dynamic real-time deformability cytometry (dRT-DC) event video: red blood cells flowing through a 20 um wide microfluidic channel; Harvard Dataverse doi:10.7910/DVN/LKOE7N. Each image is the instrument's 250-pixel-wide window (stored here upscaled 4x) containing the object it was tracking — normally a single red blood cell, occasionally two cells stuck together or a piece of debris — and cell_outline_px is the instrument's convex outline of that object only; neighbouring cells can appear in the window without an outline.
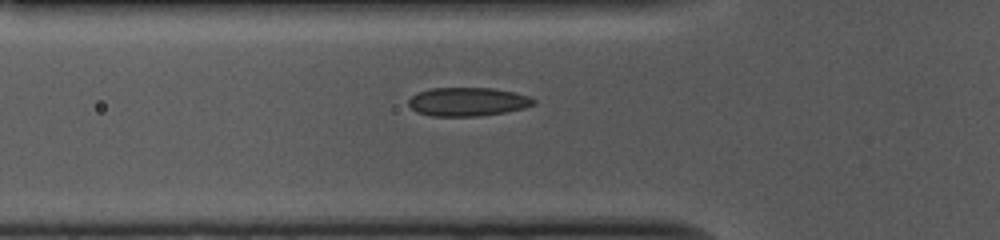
{"species": "common noctule bat (a hibernating species)", "species_latin": "Nyctalus noctula", "temperature_condition": "cold", "stored_images_in_passage": 39, "camera_frame_rate_fps": 3000, "um_per_image_px": 0.085, "animal": {"sex": "female", "body_mass_g": 10.0, "forearm_length_mm": 53.1}, "frame": {"image": 1, "passage_image": 2, "time_ms": 0.333, "image_size_px": [1000, 240], "cell_outline_px": [[536, 104], [524, 108], [504, 112], [480, 116], [432, 116], [416, 112], [408, 104], [408, 100], [416, 92], [432, 88], [492, 88], [516, 92], [528, 96], [536, 100]], "centroid_in_image_um": [39.75, 8.64], "position_along_channel_um": 86.0, "area_um2": 20.98}}
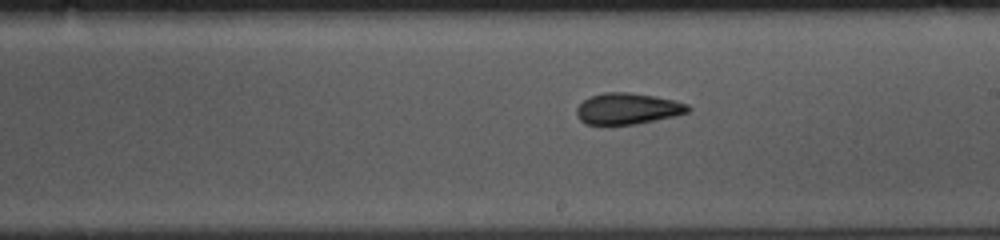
{"frame": {"image": 2, "passage_image": 14, "time_ms": 4.333, "image_size_px": [1000, 240], "cell_outline_px": [[692, 108], [688, 112], [676, 116], [636, 124], [584, 124], [576, 116], [576, 108], [584, 100], [592, 96], [604, 92], [628, 92], [676, 100], [688, 104]], "centroid_in_image_um": [53.37, 9.24], "position_along_channel_um": 235.6, "area_um2": 20.29}}
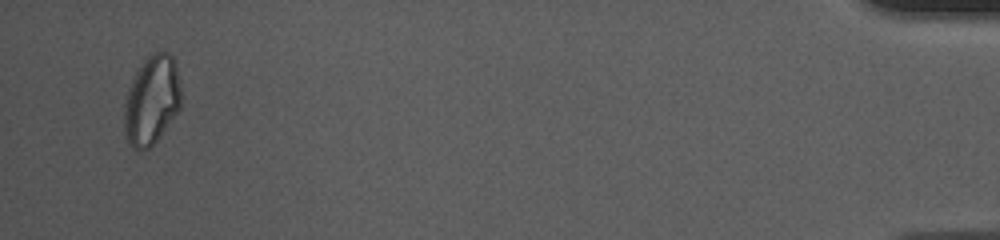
{"frame": {"image": 3, "passage_image": 36, "time_ms": 11.667, "image_size_px": [1000, 240], "cell_outline_px": [[180, 108], [156, 140], [148, 148], [132, 148], [124, 136], [124, 104], [128, 88], [136, 72], [144, 60], [152, 52], [168, 52], [172, 56], [176, 64], [180, 84]], "centroid_in_image_um": [12.88, 8.49], "position_along_channel_um": 422.3, "area_um2": 29.25}}